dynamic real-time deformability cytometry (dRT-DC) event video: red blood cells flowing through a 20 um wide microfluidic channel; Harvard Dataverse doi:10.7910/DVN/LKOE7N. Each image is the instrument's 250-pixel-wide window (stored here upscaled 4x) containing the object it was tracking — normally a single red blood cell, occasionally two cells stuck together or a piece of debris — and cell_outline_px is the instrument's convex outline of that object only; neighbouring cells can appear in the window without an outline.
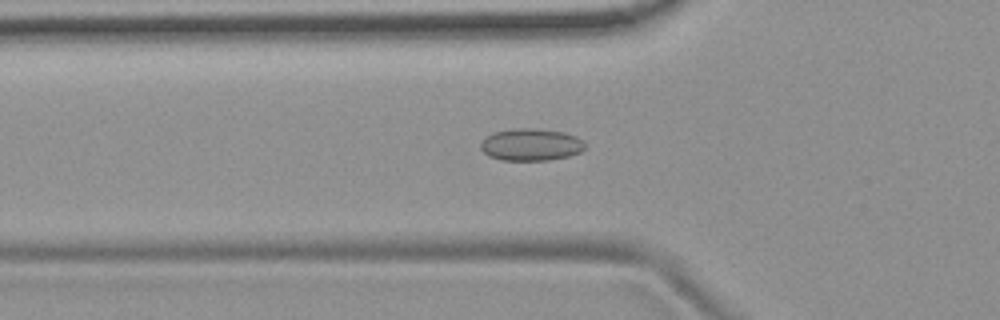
{"species": "common noctule bat (a hibernating species)", "species_latin": "Nyctalus noctula", "temperature_condition": "room temperature", "stored_images_in_passage": 54, "camera_frame_rate_fps": 3000, "um_per_image_px": 0.085, "animal": {"sex": "female", "body_mass_g": 19.9}, "frame": {"image": 1, "passage_image": 19, "time_ms": 6.0, "image_size_px": [1000, 320], "cell_outline_px": [[584, 148], [580, 152], [568, 156], [548, 160], [500, 160], [488, 156], [480, 148], [480, 144], [492, 132], [516, 128], [536, 128], [564, 132], [576, 136], [584, 144]], "centroid_in_image_um": [45.1, 12.29], "position_along_channel_um": 80.7, "area_um2": 19.48}}
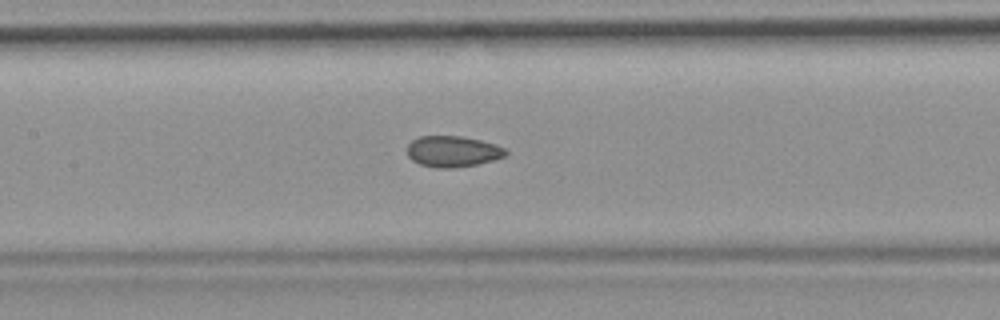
{"frame": {"image": 2, "passage_image": 26, "time_ms": 8.333, "image_size_px": [1000, 320], "cell_outline_px": [[508, 152], [504, 156], [492, 160], [476, 164], [452, 168], [436, 168], [420, 164], [412, 160], [408, 156], [408, 144], [412, 140], [420, 136], [460, 136], [480, 140], [496, 144], [504, 148]], "centroid_in_image_um": [38.46, 12.87], "position_along_channel_um": 168.9, "area_um2": 17.69}}
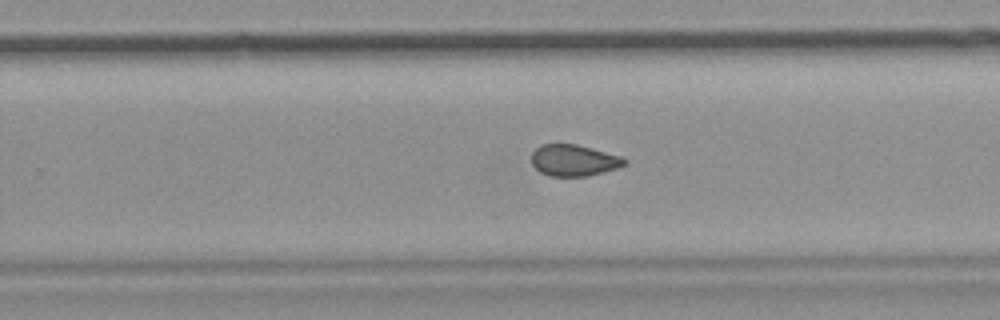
{"frame": {"image": 3, "passage_image": 35, "time_ms": 11.333, "image_size_px": [1000, 320], "cell_outline_px": [[628, 164], [604, 172], [588, 176], [548, 176], [540, 172], [532, 164], [532, 152], [540, 144], [576, 144], [620, 156], [628, 160]], "centroid_in_image_um": [48.77, 13.63], "position_along_channel_um": 281.0, "area_um2": 17.05}, "authors_computed_cell_mechanics": {"area_um2": 18.1203, "velocity_mm_per_s": 3.7568, "shape_relaxation_time_tau1_ms": null, "shape_relaxation_time_tau2_ms": 2.5413, "deformation_change_tau1": null, "deformation_change_tau2": 0.0721}}